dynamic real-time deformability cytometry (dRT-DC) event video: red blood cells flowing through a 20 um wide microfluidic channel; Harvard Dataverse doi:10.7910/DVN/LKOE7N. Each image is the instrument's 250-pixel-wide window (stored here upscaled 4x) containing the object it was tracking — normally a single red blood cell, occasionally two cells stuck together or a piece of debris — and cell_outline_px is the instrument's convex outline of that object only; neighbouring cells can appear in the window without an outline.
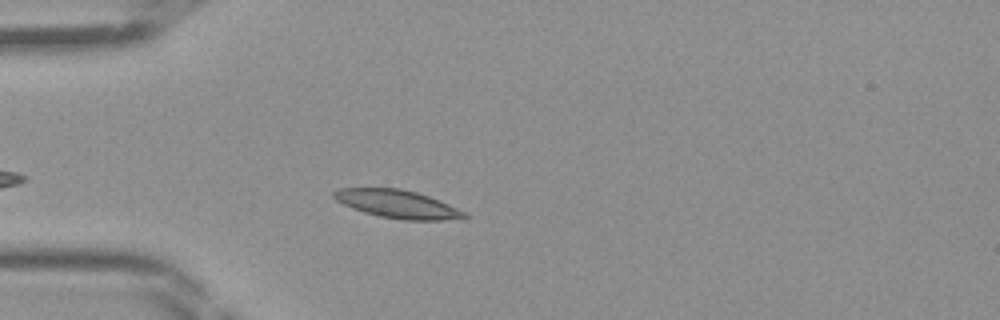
{"species": "Egyptian fruit bat (a non-hibernating species)", "species_latin": "Rousettus aegyptiacus", "temperature_condition": "room temperature", "stored_images_in_passage": 31, "camera_frame_rate_fps": 3000, "um_per_image_px": 0.085, "frame": {"image": 1, "passage_image": 5, "time_ms": 1.333, "image_size_px": [1000, 320], "cell_outline_px": [[468, 216], [440, 220], [404, 220], [380, 216], [364, 212], [352, 208], [336, 200], [332, 196], [332, 192], [340, 188], [400, 188], [416, 192], [440, 200], [464, 212]], "centroid_in_image_um": [33.72, 17.33], "position_along_channel_um": 51.3, "area_um2": 21.04}}
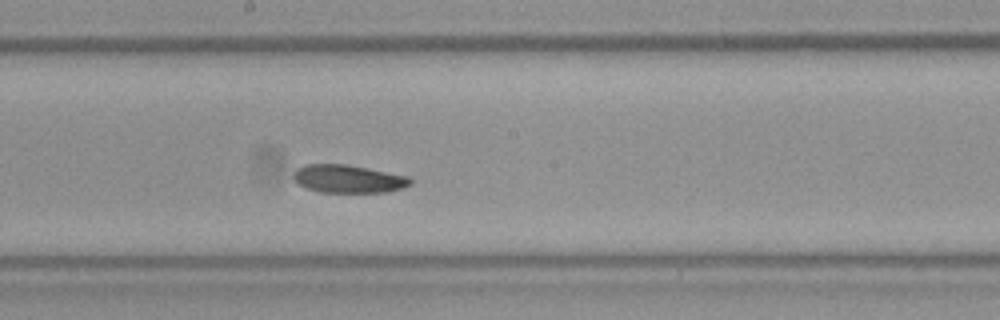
{"frame": {"image": 2, "passage_image": 17, "time_ms": 5.333, "image_size_px": [1000, 320], "cell_outline_px": [[412, 184], [404, 188], [388, 192], [320, 192], [308, 188], [300, 184], [292, 176], [296, 168], [304, 164], [348, 164], [408, 176], [412, 180]], "centroid_in_image_um": [29.63, 15.19], "position_along_channel_um": 218.6, "area_um2": 19.13}}
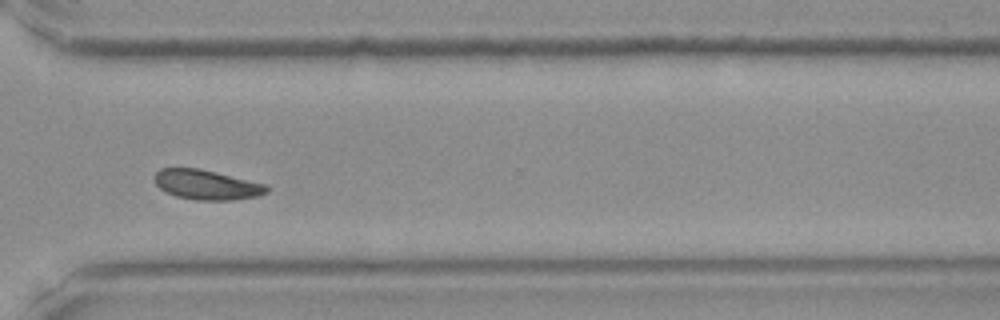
{"frame": {"image": 3, "passage_image": 26, "time_ms": 8.333, "image_size_px": [1000, 320], "cell_outline_px": [[268, 192], [260, 196], [232, 200], [196, 200], [176, 196], [164, 192], [156, 184], [152, 176], [160, 168], [200, 168], [264, 184], [268, 188]], "centroid_in_image_um": [17.52, 15.7], "position_along_channel_um": 353.1, "area_um2": 19.54}}